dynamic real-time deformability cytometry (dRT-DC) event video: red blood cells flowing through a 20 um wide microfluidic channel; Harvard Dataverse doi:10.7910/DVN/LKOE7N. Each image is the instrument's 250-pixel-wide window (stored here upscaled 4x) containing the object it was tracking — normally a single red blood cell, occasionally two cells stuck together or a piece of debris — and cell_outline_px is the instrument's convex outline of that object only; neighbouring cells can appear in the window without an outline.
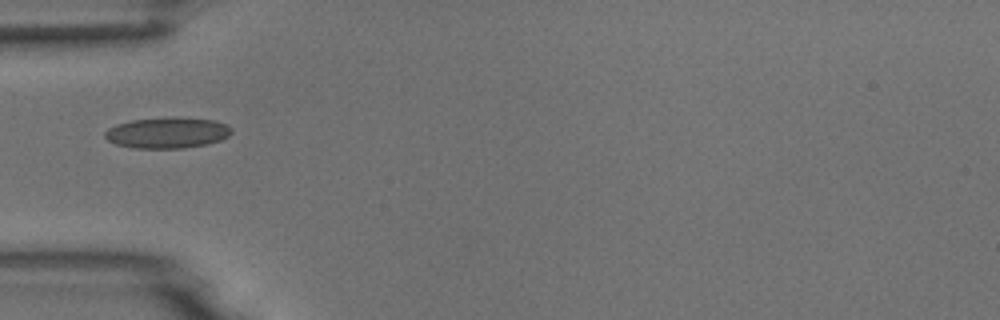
{"species": "common noctule bat (a hibernating species)", "species_latin": "Nyctalus noctula", "temperature_condition": "room temperature", "stored_images_in_passage": 5, "camera_frame_rate_fps": 3000, "um_per_image_px": 0.085, "animal": {"sex": "male", "body_mass_g": 18.8}, "frame": {"image": 1, "passage_image": 4, "time_ms": 3.667, "image_size_px": [1000, 320], "cell_outline_px": [[232, 132], [228, 136], [220, 140], [208, 144], [184, 148], [132, 148], [116, 144], [108, 140], [104, 136], [104, 132], [108, 128], [116, 124], [132, 120], [216, 120], [228, 124], [232, 128]], "centroid_in_image_um": [14.21, 11.34], "position_along_channel_um": 70.8, "area_um2": 21.96}}